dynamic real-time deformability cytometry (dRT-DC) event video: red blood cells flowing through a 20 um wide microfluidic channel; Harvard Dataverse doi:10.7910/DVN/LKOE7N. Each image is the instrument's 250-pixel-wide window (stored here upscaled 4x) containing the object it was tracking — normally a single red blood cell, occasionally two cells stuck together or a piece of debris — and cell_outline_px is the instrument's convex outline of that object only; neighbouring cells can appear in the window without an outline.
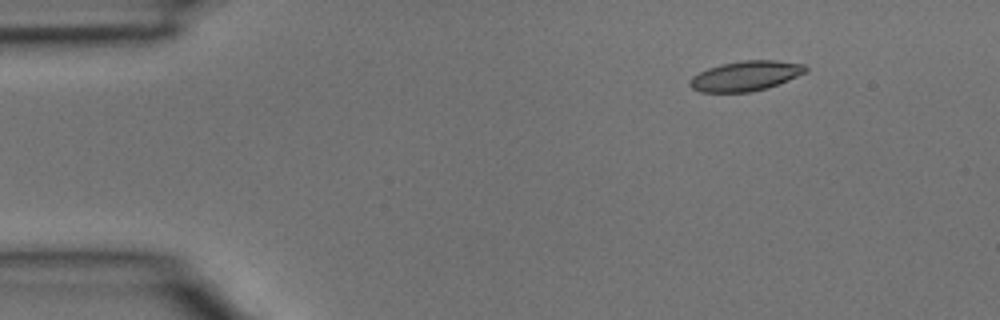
{"species": "common noctule bat (a hibernating species)", "species_latin": "Nyctalus noctula", "temperature_condition": "room temperature", "stored_images_in_passage": 5, "camera_frame_rate_fps": 3000, "um_per_image_px": 0.085, "animal": {"sex": "male", "body_mass_g": 15.6}, "frame": {"image": 1, "passage_image": 2, "time_ms": 0.333, "image_size_px": [1000, 320], "cell_outline_px": [[808, 72], [768, 88], [752, 92], [700, 92], [692, 88], [688, 84], [688, 80], [692, 76], [708, 68], [720, 64], [744, 60], [776, 60], [804, 64], [808, 68]], "centroid_in_image_um": [63.38, 6.45], "position_along_channel_um": 21.6, "area_um2": 20.4}}
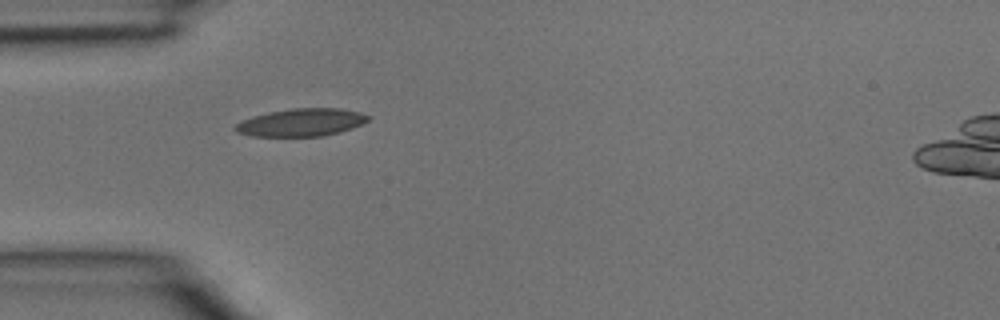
{"frame": {"image": 2, "passage_image": 4, "time_ms": 1.0, "image_size_px": [1000, 320], "cell_outline_px": [[372, 116], [368, 120], [352, 128], [340, 132], [324, 136], [252, 136], [236, 132], [232, 128], [240, 120], [252, 116], [268, 112], [292, 108], [340, 108], [360, 112]], "centroid_in_image_um": [25.59, 10.4], "position_along_channel_um": 59.4, "area_um2": 21.62}}